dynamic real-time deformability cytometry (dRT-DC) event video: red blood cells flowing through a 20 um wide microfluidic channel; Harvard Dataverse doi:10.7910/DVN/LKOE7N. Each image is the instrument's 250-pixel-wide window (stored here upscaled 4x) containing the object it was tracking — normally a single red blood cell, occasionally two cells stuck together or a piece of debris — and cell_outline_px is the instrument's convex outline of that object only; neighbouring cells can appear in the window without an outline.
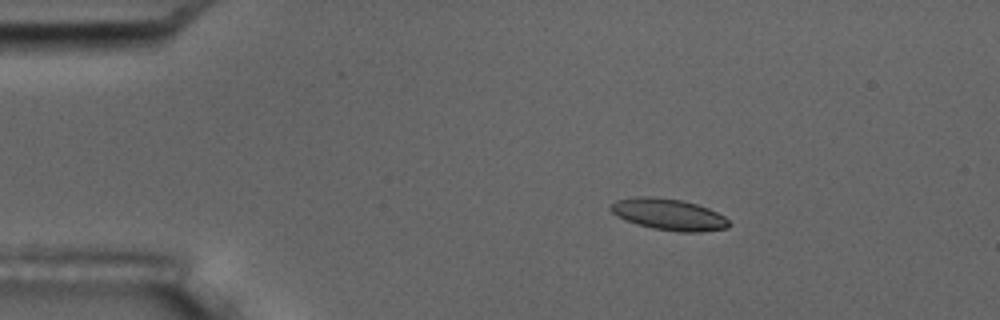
{"species": "common noctule bat (a hibernating species)", "species_latin": "Nyctalus noctula", "temperature_condition": "room temperature", "stored_images_in_passage": 4, "camera_frame_rate_fps": 3000, "um_per_image_px": 0.085, "animal": {"sex": "male", "body_mass_g": 17.5, "forearm_length_mm": 52.3}, "frame": {"image": 1, "passage_image": 3, "time_ms": 2.333, "image_size_px": [1000, 320], "cell_outline_px": [[732, 224], [728, 228], [700, 232], [680, 232], [652, 228], [636, 224], [624, 220], [616, 216], [608, 208], [616, 200], [636, 196], [652, 196], [680, 200], [696, 204], [708, 208], [724, 216]], "centroid_in_image_um": [56.82, 18.23], "position_along_channel_um": 28.2, "area_um2": 21.79}}